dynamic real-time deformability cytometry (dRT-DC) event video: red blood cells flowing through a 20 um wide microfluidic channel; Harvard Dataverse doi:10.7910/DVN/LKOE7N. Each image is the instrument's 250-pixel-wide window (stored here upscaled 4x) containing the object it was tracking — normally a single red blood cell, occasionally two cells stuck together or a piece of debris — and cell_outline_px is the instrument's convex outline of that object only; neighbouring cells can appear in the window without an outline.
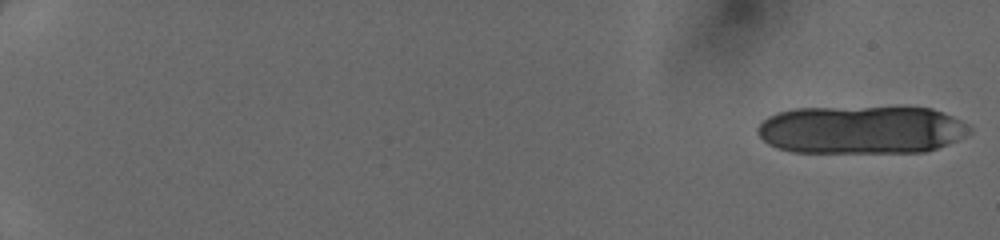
{"species": "human", "species_latin": "Homo sapiens", "temperature_condition": "cold", "stored_images_in_passage": 18, "camera_frame_rate_fps": 3000, "um_per_image_px": 0.085, "donor": {"sex": "female"}, "frame": {"image": 1, "passage_image": 1, "time_ms": 0.0, "image_size_px": [1000, 240], "cell_outline_px": [[972, 132], [968, 136], [948, 144], [924, 152], [792, 152], [768, 144], [756, 132], [756, 128], [768, 116], [776, 112], [796, 108], [900, 104], [932, 108], [952, 116], [968, 124], [972, 128]], "centroid_in_image_um": [73.27, 10.97], "position_along_channel_um": 11.7, "area_um2": 61.44}}